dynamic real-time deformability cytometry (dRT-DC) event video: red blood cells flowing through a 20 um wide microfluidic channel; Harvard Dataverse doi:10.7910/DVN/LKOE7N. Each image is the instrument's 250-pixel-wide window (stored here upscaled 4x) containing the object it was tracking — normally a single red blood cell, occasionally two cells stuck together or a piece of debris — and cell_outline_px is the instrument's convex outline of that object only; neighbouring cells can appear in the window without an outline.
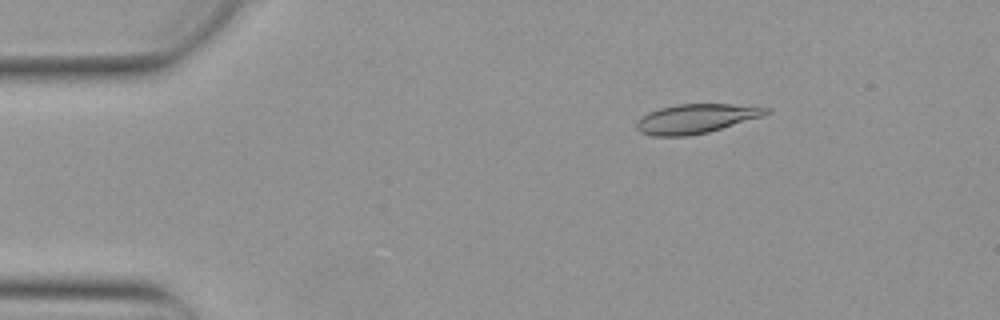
{"species": "Egyptian fruit bat (a non-hibernating species)", "species_latin": "Rousettus aegyptiacus", "temperature_condition": "warm", "stored_images_in_passage": 52, "camera_frame_rate_fps": 3000, "um_per_image_px": 0.085, "animal": {"sex": "female"}, "frame": {"image": 1, "passage_image": 8, "time_ms": 2.333, "image_size_px": [1000, 320], "cell_outline_px": [[772, 112], [764, 116], [708, 132], [688, 136], [652, 136], [640, 132], [636, 128], [636, 120], [648, 112], [660, 108], [676, 104], [756, 104], [772, 108]], "centroid_in_image_um": [59.25, 10.07], "position_along_channel_um": 25.8, "area_um2": 22.66}}
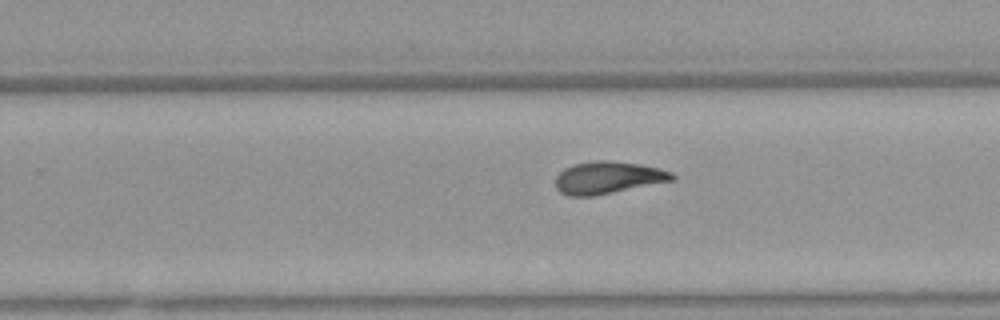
{"frame": {"image": 2, "passage_image": 33, "time_ms": 10.667, "image_size_px": [1000, 320], "cell_outline_px": [[676, 180], [592, 196], [568, 196], [560, 192], [556, 188], [556, 176], [564, 168], [572, 164], [596, 160], [608, 160], [640, 164], [660, 168], [672, 172], [676, 176]], "centroid_in_image_um": [51.69, 15.09], "position_along_channel_um": 278.1, "area_um2": 22.08}}
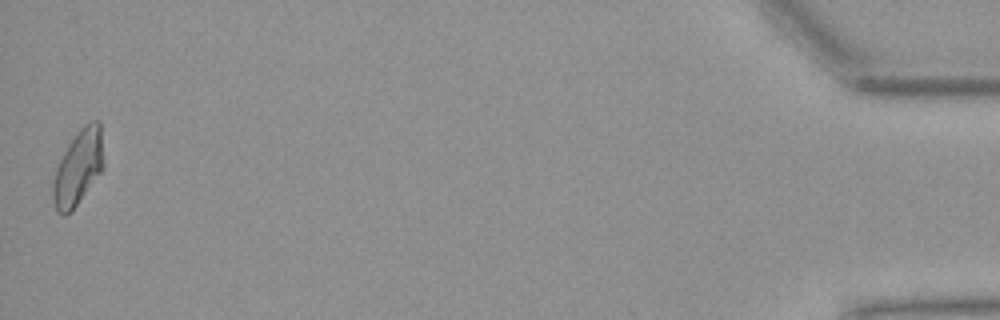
{"frame": {"image": 3, "passage_image": 52, "time_ms": 17.0, "image_size_px": [1000, 320], "cell_outline_px": [[104, 168], [72, 212], [64, 216], [56, 212], [52, 200], [52, 184], [56, 168], [64, 152], [80, 128], [84, 124], [92, 120], [100, 120], [104, 164]], "centroid_in_image_um": [6.65, 14.28], "position_along_channel_um": 428.6, "area_um2": 22.37}, "authors_computed_cell_mechanics": {"area_um2": 21.9351, "velocity_mm_per_s": 3.8716, "shape_relaxation_time_tau1_ms": 8.4327, "shape_relaxation_time_tau2_ms": 2.9316, "deformation_change_tau1": 0.2643, "deformation_change_tau2": 0.1041}}